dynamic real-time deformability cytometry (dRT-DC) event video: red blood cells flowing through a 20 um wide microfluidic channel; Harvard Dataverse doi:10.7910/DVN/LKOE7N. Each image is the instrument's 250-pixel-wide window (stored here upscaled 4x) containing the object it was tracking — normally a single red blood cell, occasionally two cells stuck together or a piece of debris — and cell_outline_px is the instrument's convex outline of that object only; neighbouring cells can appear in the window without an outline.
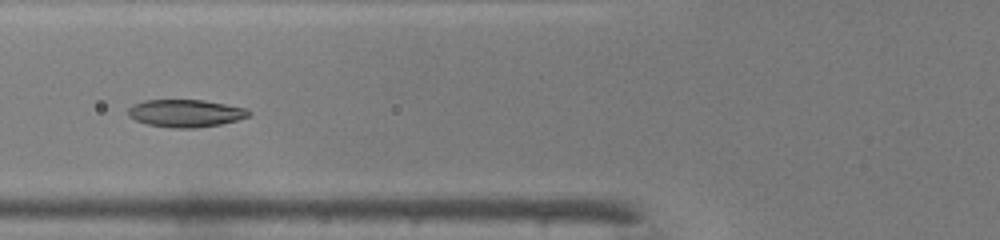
{"species": "common noctule bat (a hibernating species)", "species_latin": "Nyctalus noctula", "temperature_condition": "warm", "stored_images_in_passage": 49, "camera_frame_rate_fps": 3000, "um_per_image_px": 0.085, "animal": {"sex": "male", "body_mass_g": 19.0, "forearm_length_mm": 50.8}, "frame": {"image": 1, "passage_image": 20, "time_ms": 6.333, "image_size_px": [1000, 240], "cell_outline_px": [[252, 116], [220, 124], [196, 128], [172, 128], [148, 124], [136, 120], [128, 116], [128, 108], [132, 104], [144, 100], [204, 100], [248, 108], [252, 112]], "centroid_in_image_um": [15.8, 9.62], "position_along_channel_um": 110.0, "area_um2": 19.54}}
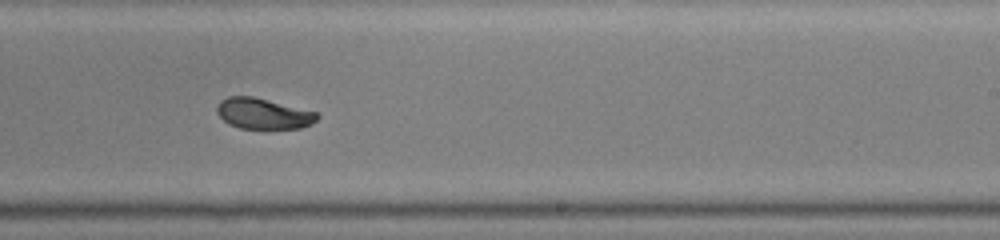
{"frame": {"image": 2, "passage_image": 31, "time_ms": 10.0, "image_size_px": [1000, 240], "cell_outline_px": [[320, 116], [312, 124], [300, 128], [268, 132], [264, 132], [240, 128], [228, 124], [216, 112], [216, 104], [220, 100], [228, 96], [252, 96], [316, 112]], "centroid_in_image_um": [22.36, 9.72], "position_along_channel_um": 266.6, "area_um2": 18.79}}
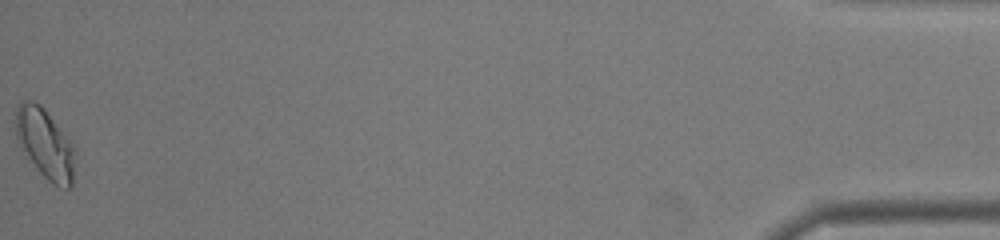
{"frame": {"image": 3, "passage_image": 49, "time_ms": 16.0, "image_size_px": [1000, 240], "cell_outline_px": [[76, 152], [72, 184], [68, 188], [64, 188], [52, 184], [40, 172], [28, 156], [16, 136], [16, 112], [20, 100], [32, 100], [40, 104], [44, 108], [76, 148]], "centroid_in_image_um": [3.87, 12.2], "position_along_channel_um": 431.3, "area_um2": 23.81}, "authors_computed_cell_mechanics": {"area_um2": 19.4208, "velocity_mm_per_s": 4.2817, "shape_relaxation_time_tau1_ms": 2.8872, "shape_relaxation_time_tau2_ms": 0.7529, "deformation_change_tau1": 0.1562, "deformation_change_tau2": 0.0437}}